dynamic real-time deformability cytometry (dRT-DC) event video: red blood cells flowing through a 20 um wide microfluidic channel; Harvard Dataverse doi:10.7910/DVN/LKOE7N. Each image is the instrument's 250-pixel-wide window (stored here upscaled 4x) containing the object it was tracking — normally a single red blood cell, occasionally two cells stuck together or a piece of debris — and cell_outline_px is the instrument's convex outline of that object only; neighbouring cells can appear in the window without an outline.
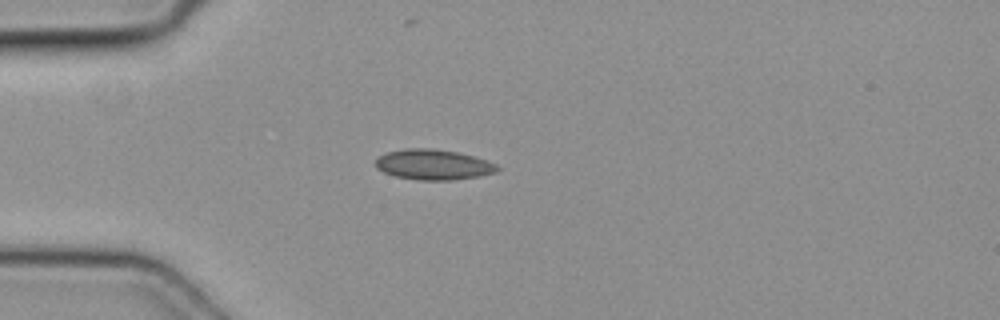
{"species": "common noctule bat (a hibernating species)", "species_latin": "Nyctalus noctula", "temperature_condition": "cold", "stored_images_in_passage": 4, "camera_frame_rate_fps": 3000, "um_per_image_px": 0.085, "animal": {"sex": "female", "body_mass_g": 19.3, "forearm_length_mm": 54.1}, "frame": {"image": 1, "passage_image": 3, "time_ms": 0.667, "image_size_px": [1000, 320], "cell_outline_px": [[500, 168], [496, 172], [480, 176], [452, 180], [416, 180], [396, 176], [384, 172], [376, 168], [376, 160], [380, 156], [388, 152], [404, 148], [428, 148], [456, 152], [472, 156], [496, 164]], "centroid_in_image_um": [36.82, 14.0], "position_along_channel_um": 48.2, "area_um2": 21.33}}